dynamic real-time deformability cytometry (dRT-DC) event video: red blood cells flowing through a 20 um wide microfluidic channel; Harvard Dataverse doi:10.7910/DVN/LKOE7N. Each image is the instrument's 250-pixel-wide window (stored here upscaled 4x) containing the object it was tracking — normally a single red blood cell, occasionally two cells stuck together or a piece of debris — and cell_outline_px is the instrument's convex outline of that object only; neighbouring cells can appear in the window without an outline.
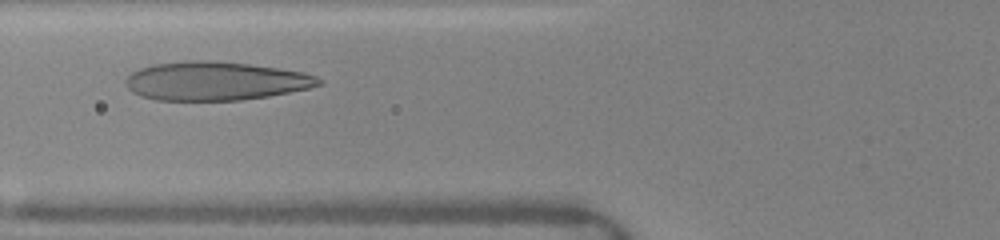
{"species": "human", "species_latin": "Homo sapiens", "temperature_condition": "warm", "stored_images_in_passage": 6, "camera_frame_rate_fps": 3000, "um_per_image_px": 0.085, "donor": {"sex": "female"}, "frame": {"image": 1, "passage_image": 3, "time_ms": 1.667, "image_size_px": [1000, 240], "cell_outline_px": [[324, 80], [320, 84], [308, 88], [268, 96], [240, 100], [156, 100], [140, 96], [132, 92], [124, 84], [124, 80], [132, 72], [140, 68], [156, 64], [192, 60], [208, 60], [248, 64], [304, 72], [316, 76]], "centroid_in_image_um": [18.28, 6.89], "position_along_channel_um": 107.5, "area_um2": 43.29}}
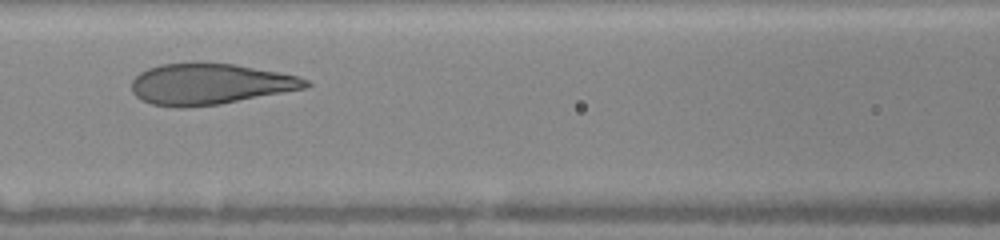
{"frame": {"image": 2, "passage_image": 4, "time_ms": 2.667, "image_size_px": [1000, 240], "cell_outline_px": [[312, 84], [304, 88], [220, 104], [184, 108], [176, 108], [152, 104], [140, 100], [132, 92], [132, 80], [140, 72], [148, 68], [160, 64], [196, 60], [232, 64], [280, 72], [300, 76], [308, 80]], "centroid_in_image_um": [17.79, 7.12], "position_along_channel_um": 148.8, "area_um2": 42.25}}
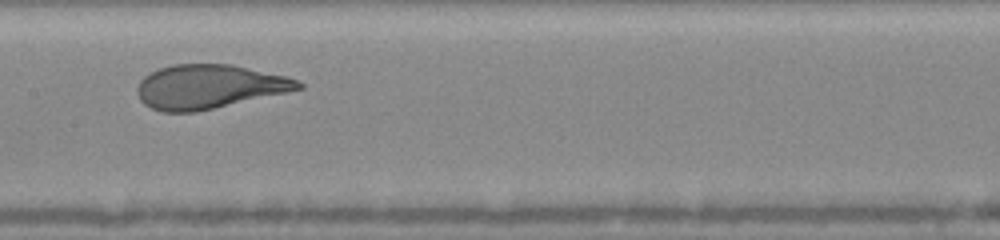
{"frame": {"image": 3, "passage_image": 5, "time_ms": 3.667, "image_size_px": [1000, 240], "cell_outline_px": [[304, 88], [288, 92], [196, 112], [164, 112], [152, 108], [144, 104], [140, 100], [136, 92], [136, 88], [140, 80], [144, 76], [160, 68], [172, 64], [232, 64], [288, 76], [300, 80], [304, 84]], "centroid_in_image_um": [17.79, 7.36], "position_along_channel_um": 189.6, "area_um2": 41.56}}